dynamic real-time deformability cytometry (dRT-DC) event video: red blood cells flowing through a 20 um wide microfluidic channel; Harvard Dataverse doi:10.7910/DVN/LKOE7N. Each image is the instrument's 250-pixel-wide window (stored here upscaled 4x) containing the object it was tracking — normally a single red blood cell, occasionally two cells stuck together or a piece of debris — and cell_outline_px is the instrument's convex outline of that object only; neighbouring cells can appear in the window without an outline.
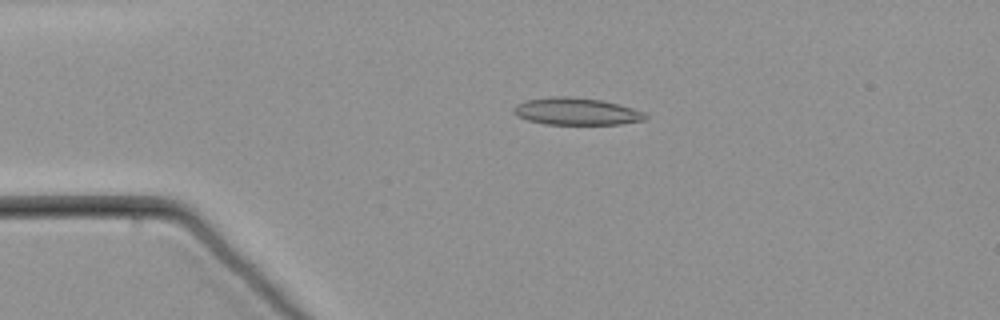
{"species": "common noctule bat (a hibernating species)", "species_latin": "Nyctalus noctula", "temperature_condition": "warm", "stored_images_in_passage": 60, "camera_frame_rate_fps": 3000, "um_per_image_px": 0.085, "animal": {"sex": "male", "body_mass_g": 21.5, "forearm_length_mm": 52.0}, "frame": {"image": 1, "passage_image": 14, "time_ms": 4.333, "image_size_px": [1000, 320], "cell_outline_px": [[648, 120], [620, 124], [544, 124], [528, 120], [516, 116], [512, 112], [512, 108], [516, 104], [524, 100], [552, 96], [572, 96], [600, 100], [632, 108], [644, 112], [648, 116]], "centroid_in_image_um": [48.96, 9.47], "position_along_channel_um": 36.0, "area_um2": 21.04}}
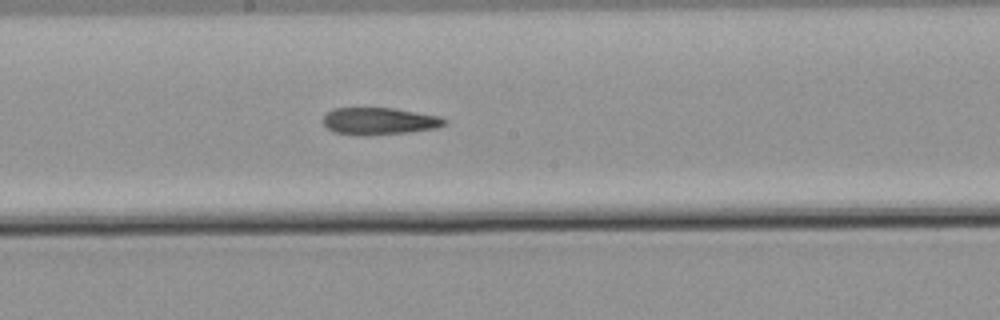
{"frame": {"image": 2, "passage_image": 33, "time_ms": 10.667, "image_size_px": [1000, 320], "cell_outline_px": [[448, 120], [444, 124], [436, 128], [408, 132], [368, 136], [360, 136], [336, 132], [328, 128], [324, 124], [324, 116], [332, 108], [392, 108], [440, 116]], "centroid_in_image_um": [32.24, 10.3], "position_along_channel_um": 216.0, "area_um2": 19.13}}
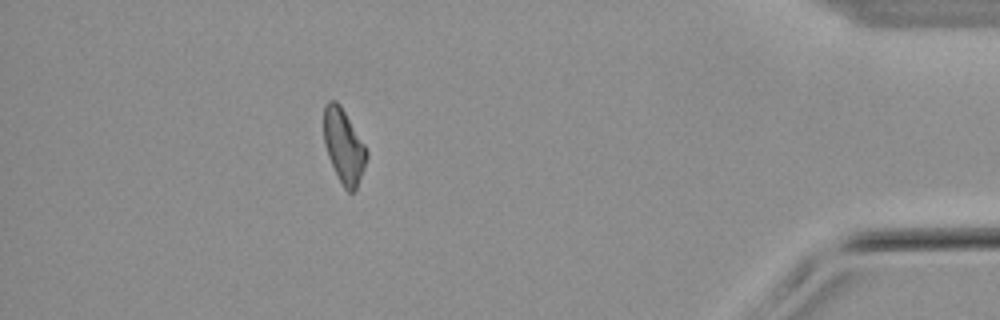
{"frame": {"image": 3, "passage_image": 54, "time_ms": 17.667, "image_size_px": [1000, 320], "cell_outline_px": [[368, 156], [364, 168], [356, 188], [352, 192], [348, 192], [344, 188], [328, 156], [324, 144], [324, 104], [328, 100], [336, 100], [340, 104], [364, 144], [368, 152]], "centroid_in_image_um": [29.21, 12.38], "position_along_channel_um": 406.0, "area_um2": 18.26}}